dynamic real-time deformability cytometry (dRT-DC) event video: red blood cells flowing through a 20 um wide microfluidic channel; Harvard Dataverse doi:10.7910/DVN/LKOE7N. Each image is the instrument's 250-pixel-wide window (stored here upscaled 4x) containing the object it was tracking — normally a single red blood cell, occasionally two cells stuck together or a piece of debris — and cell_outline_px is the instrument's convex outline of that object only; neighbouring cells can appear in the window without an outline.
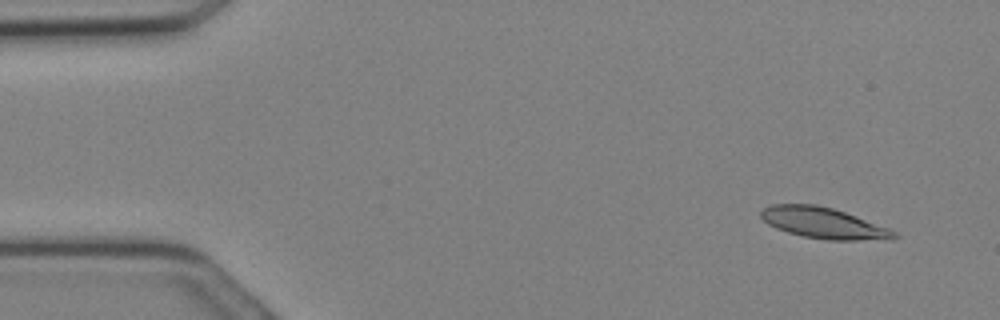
{"species": "Egyptian fruit bat (a non-hibernating species)", "species_latin": "Rousettus aegyptiacus", "temperature_condition": "cold", "stored_images_in_passage": 14, "camera_frame_rate_fps": 3000, "um_per_image_px": 0.085, "animal": {"sex": "female"}, "frame": {"image": 1, "passage_image": 2, "time_ms": 0.333, "image_size_px": [1000, 320], "cell_outline_px": [[900, 236], [856, 240], [828, 240], [804, 236], [788, 232], [776, 228], [768, 224], [760, 216], [760, 212], [764, 208], [772, 204], [816, 204], [832, 208], [844, 212], [888, 228], [896, 232]], "centroid_in_image_um": [69.9, 18.93], "position_along_channel_um": 15.1, "area_um2": 23.41}}
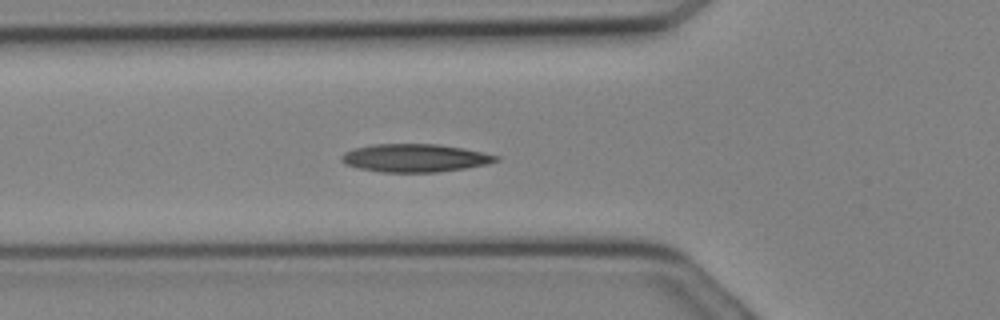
{"frame": {"image": 2, "passage_image": 10, "time_ms": 3.0, "image_size_px": [1000, 320], "cell_outline_px": [[500, 160], [488, 164], [464, 168], [436, 172], [380, 172], [360, 168], [344, 164], [340, 160], [340, 156], [344, 152], [352, 148], [372, 144], [436, 144], [464, 148], [484, 152], [500, 156]], "centroid_in_image_um": [35.26, 13.42], "position_along_channel_um": 90.5, "area_um2": 25.43}}
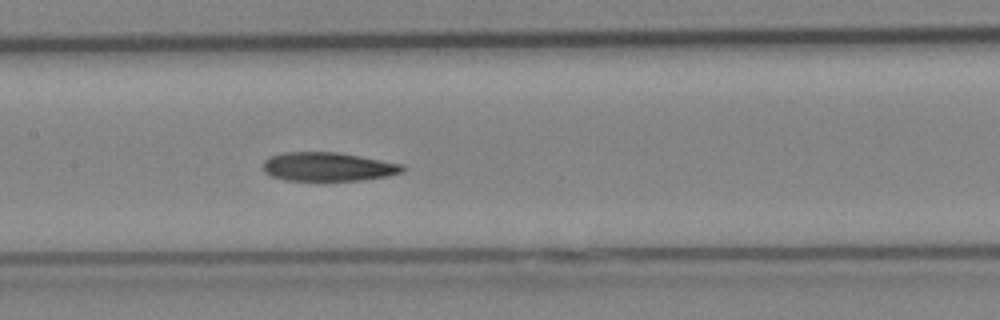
{"frame": {"image": 3, "passage_image": 14, "time_ms": 4.333, "image_size_px": [1000, 320], "cell_outline_px": [[404, 172], [388, 176], [360, 180], [284, 180], [272, 176], [264, 172], [264, 160], [268, 156], [284, 152], [336, 152], [360, 156], [404, 164]], "centroid_in_image_um": [27.88, 14.16], "position_along_channel_um": 179.5, "area_um2": 23.41}}